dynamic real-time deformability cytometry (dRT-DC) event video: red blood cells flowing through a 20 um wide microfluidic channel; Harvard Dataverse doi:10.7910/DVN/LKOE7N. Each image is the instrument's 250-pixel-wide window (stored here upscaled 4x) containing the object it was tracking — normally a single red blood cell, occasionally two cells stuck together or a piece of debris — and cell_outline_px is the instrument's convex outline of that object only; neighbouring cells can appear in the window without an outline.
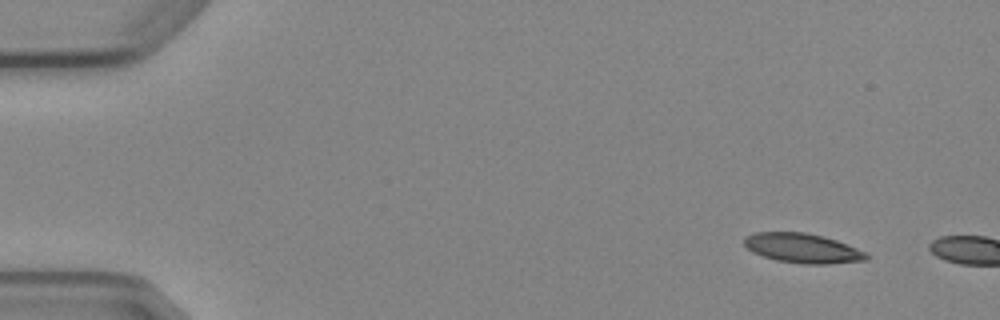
{"species": "Egyptian fruit bat (a non-hibernating species)", "species_latin": "Rousettus aegyptiacus", "temperature_condition": "cold", "stored_images_in_passage": 2, "camera_frame_rate_fps": 3000, "um_per_image_px": 0.085, "animal": {"sex": "female"}, "frame": {"image": 1, "passage_image": 1, "time_ms": 0.0, "image_size_px": [1000, 320], "cell_outline_px": [[868, 260], [828, 264], [804, 264], [776, 260], [752, 252], [744, 244], [744, 240], [748, 236], [756, 232], [804, 232], [824, 236], [836, 240], [868, 252]], "centroid_in_image_um": [68.27, 21.1], "position_along_channel_um": 16.7, "area_um2": 21.04}}